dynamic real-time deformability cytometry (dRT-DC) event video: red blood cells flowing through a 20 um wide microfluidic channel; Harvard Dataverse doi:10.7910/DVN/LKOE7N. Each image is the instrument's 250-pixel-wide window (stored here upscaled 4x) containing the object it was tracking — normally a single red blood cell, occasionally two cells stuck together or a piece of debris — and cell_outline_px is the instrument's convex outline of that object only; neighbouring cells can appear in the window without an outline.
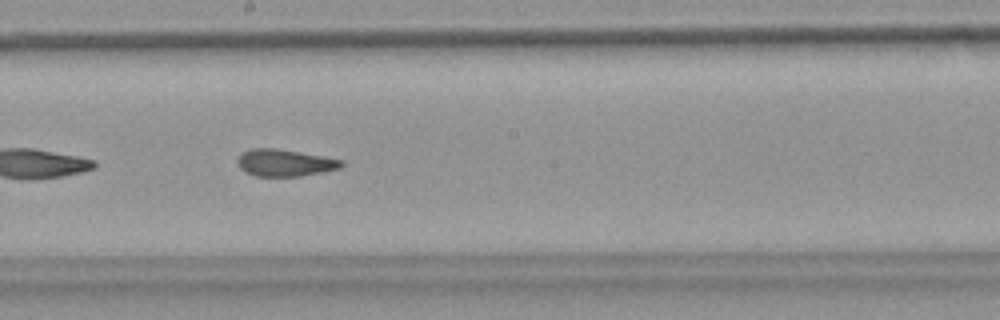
{"species": "common noctule bat (a hibernating species)", "species_latin": "Nyctalus noctula", "temperature_condition": "warm", "stored_images_in_passage": 24, "camera_frame_rate_fps": 3000, "um_per_image_px": 0.085, "animal": {"sex": "female", "body_mass_g": 18.4}, "frame": {"image": 1, "passage_image": 21, "time_ms": 6.667, "image_size_px": [1000, 320], "cell_outline_px": [[344, 164], [340, 168], [300, 176], [256, 176], [244, 172], [240, 168], [236, 160], [240, 152], [252, 148], [276, 148], [324, 156], [344, 160]], "centroid_in_image_um": [24.17, 13.82], "position_along_channel_um": 224.0, "area_um2": 16.47}}